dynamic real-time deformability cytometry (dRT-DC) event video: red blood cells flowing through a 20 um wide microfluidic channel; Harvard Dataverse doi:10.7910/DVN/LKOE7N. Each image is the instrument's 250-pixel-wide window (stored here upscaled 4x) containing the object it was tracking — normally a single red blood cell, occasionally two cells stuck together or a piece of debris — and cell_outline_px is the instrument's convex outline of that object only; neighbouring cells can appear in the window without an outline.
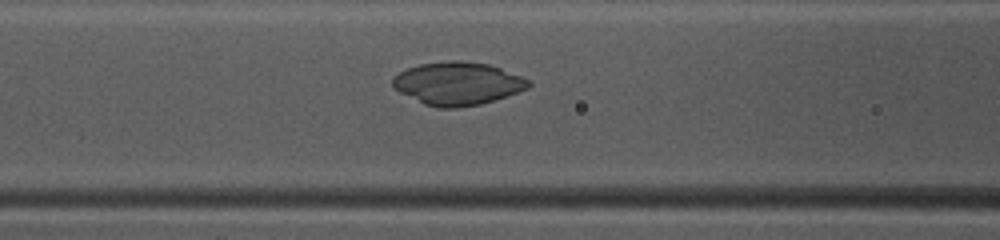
{"species": "common noctule bat (a hibernating species)", "species_latin": "Nyctalus noctula", "temperature_condition": "warm", "stored_images_in_passage": 30, "camera_frame_rate_fps": 3000, "um_per_image_px": 0.085, "animal": {"sex": "female", "body_mass_g": 10.0, "forearm_length_mm": 53.1}, "frame": {"image": 1, "passage_image": 6, "time_ms": 1.667, "image_size_px": [1000, 240], "cell_outline_px": [[532, 84], [528, 88], [480, 104], [456, 108], [440, 108], [424, 104], [392, 88], [392, 76], [408, 68], [420, 64], [448, 60], [464, 60], [488, 64], [500, 68], [520, 76], [528, 80]], "centroid_in_image_um": [38.85, 7.08], "position_along_channel_um": 127.7, "area_um2": 33.81}}
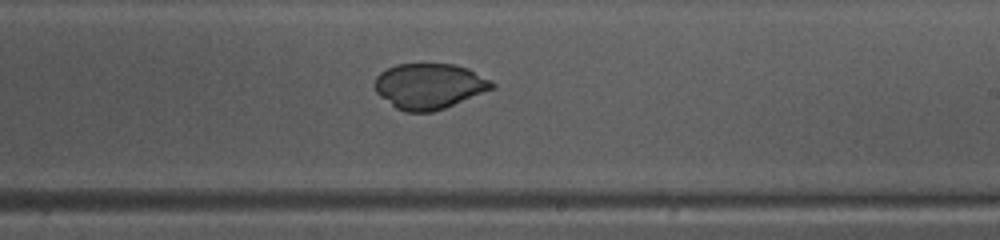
{"frame": {"image": 2, "passage_image": 15, "time_ms": 4.667, "image_size_px": [1000, 240], "cell_outline_px": [[496, 88], [444, 108], [432, 112], [404, 112], [396, 108], [380, 96], [376, 92], [376, 76], [380, 72], [396, 64], [456, 64], [468, 68], [496, 84]], "centroid_in_image_um": [36.5, 7.32], "position_along_channel_um": 252.5, "area_um2": 31.04}}
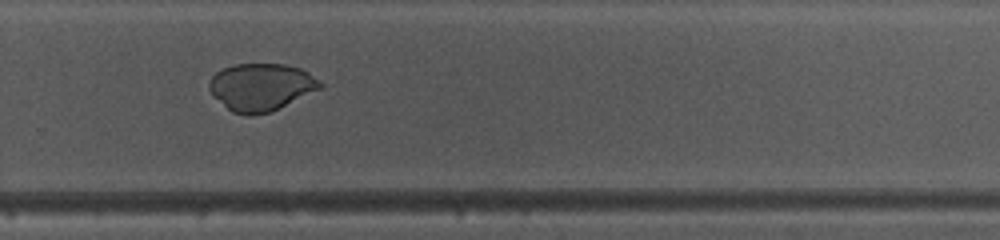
{"frame": {"image": 3, "passage_image": 19, "time_ms": 6.0, "image_size_px": [1000, 240], "cell_outline_px": [[324, 84], [320, 88], [268, 112], [252, 116], [248, 116], [232, 112], [208, 88], [208, 84], [212, 76], [216, 72], [224, 68], [236, 64], [284, 64], [300, 68], [308, 72], [320, 80]], "centroid_in_image_um": [22.19, 7.38], "position_along_channel_um": 307.6, "area_um2": 30.06}}